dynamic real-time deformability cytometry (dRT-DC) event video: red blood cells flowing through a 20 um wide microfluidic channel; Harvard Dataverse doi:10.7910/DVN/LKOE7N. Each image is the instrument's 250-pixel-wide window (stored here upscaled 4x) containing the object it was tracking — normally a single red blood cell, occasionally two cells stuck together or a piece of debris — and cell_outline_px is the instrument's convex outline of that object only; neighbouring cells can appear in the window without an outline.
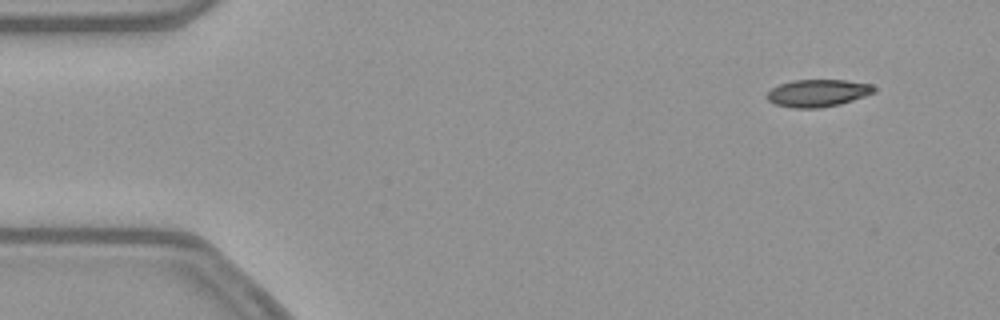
{"species": "common noctule bat (a hibernating species)", "species_latin": "Nyctalus noctula", "temperature_condition": "warm", "stored_images_in_passage": 49, "camera_frame_rate_fps": 3000, "um_per_image_px": 0.085, "animal": {"sex": "female", "body_mass_g": 21.9}, "frame": {"image": 1, "passage_image": 1, "time_ms": 0.0, "image_size_px": [1000, 320], "cell_outline_px": [[876, 92], [840, 104], [820, 108], [792, 108], [776, 104], [768, 100], [764, 96], [772, 88], [780, 84], [792, 80], [844, 80], [872, 84], [876, 88]], "centroid_in_image_um": [69.5, 7.91], "position_along_channel_um": 15.5, "area_um2": 17.11}}
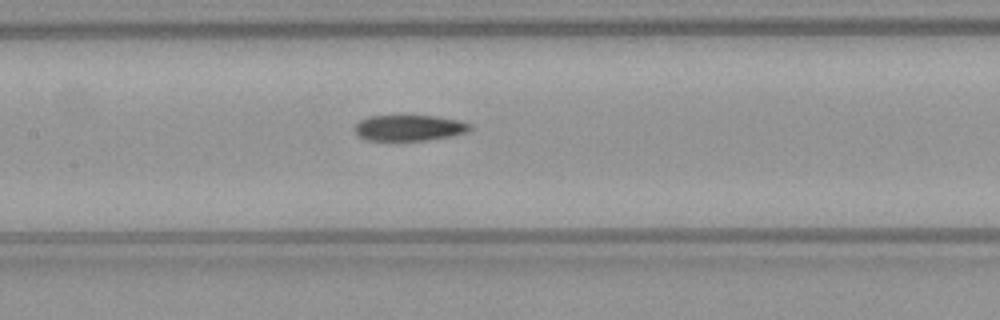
{"frame": {"image": 2, "passage_image": 21, "time_ms": 6.667, "image_size_px": [1000, 320], "cell_outline_px": [[472, 128], [468, 132], [452, 136], [424, 140], [364, 140], [352, 128], [360, 120], [368, 116], [436, 116], [460, 120], [472, 124]], "centroid_in_image_um": [34.8, 10.86], "position_along_channel_um": 172.6, "area_um2": 17.46}}
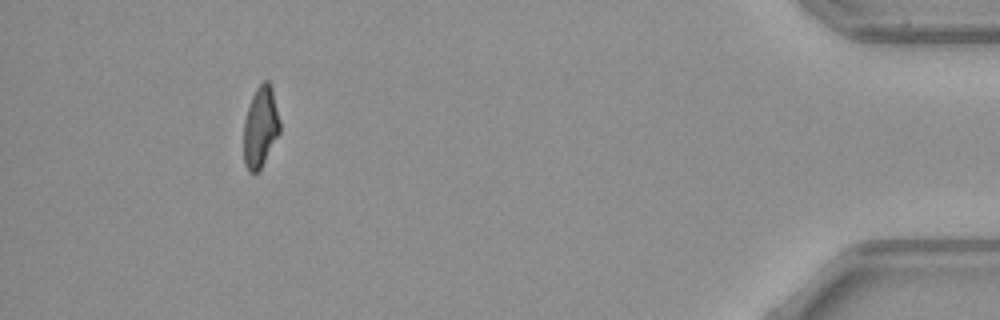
{"frame": {"image": 3, "passage_image": 45, "time_ms": 14.667, "image_size_px": [1000, 320], "cell_outline_px": [[280, 132], [260, 168], [256, 172], [248, 172], [244, 164], [244, 120], [252, 96], [256, 88], [264, 80], [268, 80], [272, 88], [280, 120]], "centroid_in_image_um": [22.14, 10.77], "position_along_channel_um": 413.1, "area_um2": 16.88}, "authors_computed_cell_mechanics": {"area_um2": 18.1492, "velocity_mm_per_s": 3.8752, "shape_relaxation_time_tau1_ms": null, "shape_relaxation_time_tau2_ms": 6.0412, "deformation_change_tau1": null, "deformation_change_tau2": 0.1513}}